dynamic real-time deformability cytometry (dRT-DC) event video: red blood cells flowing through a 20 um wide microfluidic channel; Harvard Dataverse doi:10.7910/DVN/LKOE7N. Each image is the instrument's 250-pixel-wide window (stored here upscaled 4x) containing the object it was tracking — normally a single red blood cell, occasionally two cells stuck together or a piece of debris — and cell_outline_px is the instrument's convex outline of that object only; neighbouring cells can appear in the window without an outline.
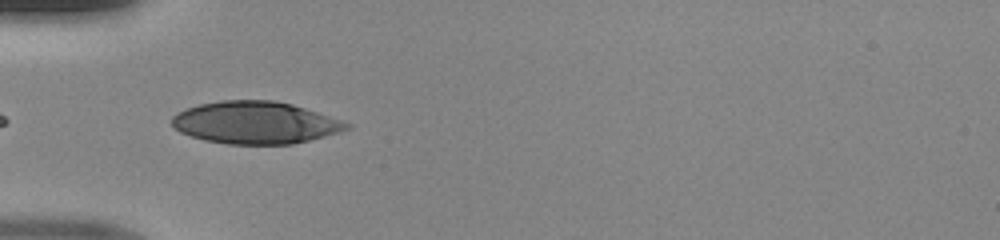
{"species": "human", "species_latin": "Homo sapiens", "temperature_condition": "room temperature", "stored_images_in_passage": 7, "camera_frame_rate_fps": 3000, "um_per_image_px": 0.085, "donor": {"sex": "male"}, "frame": {"image": 1, "passage_image": 1, "time_ms": 0.0, "image_size_px": [1000, 240], "cell_outline_px": [[352, 128], [340, 132], [292, 144], [228, 144], [204, 140], [180, 132], [172, 124], [172, 116], [176, 112], [200, 104], [220, 100], [276, 100], [292, 104], [344, 120], [352, 124]], "centroid_in_image_um": [21.74, 10.42], "position_along_channel_um": 63.3, "area_um2": 43.18}}
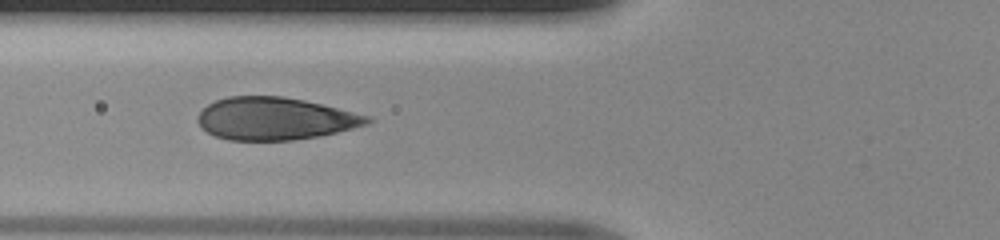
{"frame": {"image": 2, "passage_image": 4, "time_ms": 1.0, "image_size_px": [1000, 240], "cell_outline_px": [[372, 120], [368, 124], [320, 136], [292, 140], [228, 140], [216, 136], [200, 128], [196, 120], [196, 116], [208, 104], [216, 100], [228, 96], [280, 96], [304, 100], [372, 116]], "centroid_in_image_um": [23.35, 10.08], "position_along_channel_um": 102.4, "area_um2": 42.02}}